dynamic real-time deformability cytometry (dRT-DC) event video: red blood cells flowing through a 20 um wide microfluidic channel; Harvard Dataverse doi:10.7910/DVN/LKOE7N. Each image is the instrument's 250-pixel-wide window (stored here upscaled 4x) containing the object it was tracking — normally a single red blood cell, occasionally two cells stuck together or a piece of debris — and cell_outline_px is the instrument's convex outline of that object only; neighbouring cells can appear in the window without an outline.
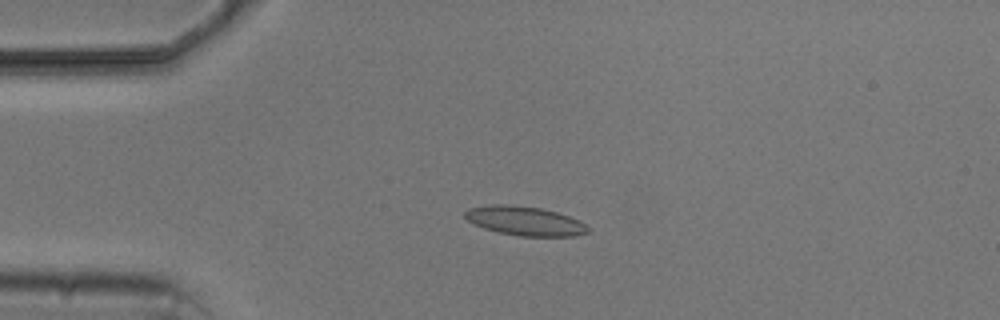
{"species": "common noctule bat (a hibernating species)", "species_latin": "Nyctalus noctula", "temperature_condition": "cold", "stored_images_in_passage": 5, "camera_frame_rate_fps": 3000, "um_per_image_px": 0.085, "animal": {"sex": "male", "body_mass_g": 20.5, "forearm_length_mm": 52.5}, "frame": {"image": 1, "passage_image": 4, "time_ms": 3.667, "image_size_px": [1000, 320], "cell_outline_px": [[588, 232], [572, 236], [520, 236], [500, 232], [484, 228], [468, 220], [464, 216], [464, 212], [468, 208], [492, 204], [504, 204], [540, 208], [556, 212], [568, 216], [584, 224], [588, 228]], "centroid_in_image_um": [44.57, 18.77], "position_along_channel_um": 40.4, "area_um2": 20.46}}